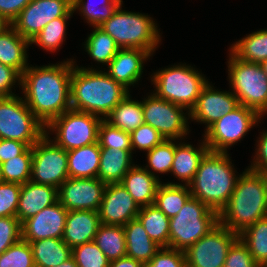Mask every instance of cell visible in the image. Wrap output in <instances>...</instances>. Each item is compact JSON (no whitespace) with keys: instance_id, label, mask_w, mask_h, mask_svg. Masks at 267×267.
Wrapping results in <instances>:
<instances>
[{"instance_id":"cell-57","label":"cell","mask_w":267,"mask_h":267,"mask_svg":"<svg viewBox=\"0 0 267 267\" xmlns=\"http://www.w3.org/2000/svg\"><path fill=\"white\" fill-rule=\"evenodd\" d=\"M3 181L2 180V173H1V163H0V182Z\"/></svg>"},{"instance_id":"cell-37","label":"cell","mask_w":267,"mask_h":267,"mask_svg":"<svg viewBox=\"0 0 267 267\" xmlns=\"http://www.w3.org/2000/svg\"><path fill=\"white\" fill-rule=\"evenodd\" d=\"M95 3L92 0H72V9L77 13L79 11L89 26L100 27L113 15L123 0H100Z\"/></svg>"},{"instance_id":"cell-23","label":"cell","mask_w":267,"mask_h":267,"mask_svg":"<svg viewBox=\"0 0 267 267\" xmlns=\"http://www.w3.org/2000/svg\"><path fill=\"white\" fill-rule=\"evenodd\" d=\"M57 201V188L27 181L21 184L16 217L22 224L28 218L35 216L42 209L53 205Z\"/></svg>"},{"instance_id":"cell-28","label":"cell","mask_w":267,"mask_h":267,"mask_svg":"<svg viewBox=\"0 0 267 267\" xmlns=\"http://www.w3.org/2000/svg\"><path fill=\"white\" fill-rule=\"evenodd\" d=\"M101 147L98 142L67 151L70 178H96L100 164Z\"/></svg>"},{"instance_id":"cell-45","label":"cell","mask_w":267,"mask_h":267,"mask_svg":"<svg viewBox=\"0 0 267 267\" xmlns=\"http://www.w3.org/2000/svg\"><path fill=\"white\" fill-rule=\"evenodd\" d=\"M21 184L0 182V217H14L19 204Z\"/></svg>"},{"instance_id":"cell-48","label":"cell","mask_w":267,"mask_h":267,"mask_svg":"<svg viewBox=\"0 0 267 267\" xmlns=\"http://www.w3.org/2000/svg\"><path fill=\"white\" fill-rule=\"evenodd\" d=\"M223 267H260L238 238L229 248Z\"/></svg>"},{"instance_id":"cell-19","label":"cell","mask_w":267,"mask_h":267,"mask_svg":"<svg viewBox=\"0 0 267 267\" xmlns=\"http://www.w3.org/2000/svg\"><path fill=\"white\" fill-rule=\"evenodd\" d=\"M68 210L57 201L21 224L22 239L32 242L45 238L62 239Z\"/></svg>"},{"instance_id":"cell-51","label":"cell","mask_w":267,"mask_h":267,"mask_svg":"<svg viewBox=\"0 0 267 267\" xmlns=\"http://www.w3.org/2000/svg\"><path fill=\"white\" fill-rule=\"evenodd\" d=\"M28 147L21 141L0 139V163L22 154Z\"/></svg>"},{"instance_id":"cell-21","label":"cell","mask_w":267,"mask_h":267,"mask_svg":"<svg viewBox=\"0 0 267 267\" xmlns=\"http://www.w3.org/2000/svg\"><path fill=\"white\" fill-rule=\"evenodd\" d=\"M199 145H191L183 140H174V158L170 174L181 183L167 182L168 184L189 185L199 168V164L204 155L209 151L204 137ZM177 141V142H176ZM181 180V181H180Z\"/></svg>"},{"instance_id":"cell-50","label":"cell","mask_w":267,"mask_h":267,"mask_svg":"<svg viewBox=\"0 0 267 267\" xmlns=\"http://www.w3.org/2000/svg\"><path fill=\"white\" fill-rule=\"evenodd\" d=\"M260 132V137L256 140L255 154L251 165L247 168L267 174V129Z\"/></svg>"},{"instance_id":"cell-15","label":"cell","mask_w":267,"mask_h":267,"mask_svg":"<svg viewBox=\"0 0 267 267\" xmlns=\"http://www.w3.org/2000/svg\"><path fill=\"white\" fill-rule=\"evenodd\" d=\"M72 0H32L12 21L11 26L31 41L52 20L73 16Z\"/></svg>"},{"instance_id":"cell-55","label":"cell","mask_w":267,"mask_h":267,"mask_svg":"<svg viewBox=\"0 0 267 267\" xmlns=\"http://www.w3.org/2000/svg\"><path fill=\"white\" fill-rule=\"evenodd\" d=\"M57 267H78L75 259L73 257L69 258L67 261L63 262L62 264L58 265Z\"/></svg>"},{"instance_id":"cell-54","label":"cell","mask_w":267,"mask_h":267,"mask_svg":"<svg viewBox=\"0 0 267 267\" xmlns=\"http://www.w3.org/2000/svg\"><path fill=\"white\" fill-rule=\"evenodd\" d=\"M10 26L11 23L9 22V20H7L3 15L0 14V33H2Z\"/></svg>"},{"instance_id":"cell-11","label":"cell","mask_w":267,"mask_h":267,"mask_svg":"<svg viewBox=\"0 0 267 267\" xmlns=\"http://www.w3.org/2000/svg\"><path fill=\"white\" fill-rule=\"evenodd\" d=\"M262 120L255 110L239 104L214 122L202 136L209 151L228 153L231 146L241 141L253 126H259Z\"/></svg>"},{"instance_id":"cell-35","label":"cell","mask_w":267,"mask_h":267,"mask_svg":"<svg viewBox=\"0 0 267 267\" xmlns=\"http://www.w3.org/2000/svg\"><path fill=\"white\" fill-rule=\"evenodd\" d=\"M238 238L260 267H267V216L242 231Z\"/></svg>"},{"instance_id":"cell-53","label":"cell","mask_w":267,"mask_h":267,"mask_svg":"<svg viewBox=\"0 0 267 267\" xmlns=\"http://www.w3.org/2000/svg\"><path fill=\"white\" fill-rule=\"evenodd\" d=\"M109 267H144V264L132 257L124 256L110 262Z\"/></svg>"},{"instance_id":"cell-36","label":"cell","mask_w":267,"mask_h":267,"mask_svg":"<svg viewBox=\"0 0 267 267\" xmlns=\"http://www.w3.org/2000/svg\"><path fill=\"white\" fill-rule=\"evenodd\" d=\"M93 28L92 33L84 41L83 49L94 62L107 66L120 48L116 45L114 39L100 27Z\"/></svg>"},{"instance_id":"cell-20","label":"cell","mask_w":267,"mask_h":267,"mask_svg":"<svg viewBox=\"0 0 267 267\" xmlns=\"http://www.w3.org/2000/svg\"><path fill=\"white\" fill-rule=\"evenodd\" d=\"M152 54L143 49H119L104 71L130 91L142 79L144 63Z\"/></svg>"},{"instance_id":"cell-32","label":"cell","mask_w":267,"mask_h":267,"mask_svg":"<svg viewBox=\"0 0 267 267\" xmlns=\"http://www.w3.org/2000/svg\"><path fill=\"white\" fill-rule=\"evenodd\" d=\"M136 218L156 244L169 247L170 219L155 204L140 207Z\"/></svg>"},{"instance_id":"cell-16","label":"cell","mask_w":267,"mask_h":267,"mask_svg":"<svg viewBox=\"0 0 267 267\" xmlns=\"http://www.w3.org/2000/svg\"><path fill=\"white\" fill-rule=\"evenodd\" d=\"M106 186L98 177H69L58 188V201L68 211H99Z\"/></svg>"},{"instance_id":"cell-38","label":"cell","mask_w":267,"mask_h":267,"mask_svg":"<svg viewBox=\"0 0 267 267\" xmlns=\"http://www.w3.org/2000/svg\"><path fill=\"white\" fill-rule=\"evenodd\" d=\"M71 17L63 16L52 20L30 41V44H35L46 52L52 53L62 48L61 46L66 39V24Z\"/></svg>"},{"instance_id":"cell-3","label":"cell","mask_w":267,"mask_h":267,"mask_svg":"<svg viewBox=\"0 0 267 267\" xmlns=\"http://www.w3.org/2000/svg\"><path fill=\"white\" fill-rule=\"evenodd\" d=\"M267 216V174L246 168L235 189L218 213V223L238 235Z\"/></svg>"},{"instance_id":"cell-44","label":"cell","mask_w":267,"mask_h":267,"mask_svg":"<svg viewBox=\"0 0 267 267\" xmlns=\"http://www.w3.org/2000/svg\"><path fill=\"white\" fill-rule=\"evenodd\" d=\"M132 151L140 150L148 152L161 144L165 138L151 125L142 124L130 133Z\"/></svg>"},{"instance_id":"cell-42","label":"cell","mask_w":267,"mask_h":267,"mask_svg":"<svg viewBox=\"0 0 267 267\" xmlns=\"http://www.w3.org/2000/svg\"><path fill=\"white\" fill-rule=\"evenodd\" d=\"M98 144L101 148L113 147L121 150H132L130 133L112 126L105 119L99 126Z\"/></svg>"},{"instance_id":"cell-8","label":"cell","mask_w":267,"mask_h":267,"mask_svg":"<svg viewBox=\"0 0 267 267\" xmlns=\"http://www.w3.org/2000/svg\"><path fill=\"white\" fill-rule=\"evenodd\" d=\"M228 79L230 90L238 103L255 110L262 118L267 115V75L260 64L228 56Z\"/></svg>"},{"instance_id":"cell-34","label":"cell","mask_w":267,"mask_h":267,"mask_svg":"<svg viewBox=\"0 0 267 267\" xmlns=\"http://www.w3.org/2000/svg\"><path fill=\"white\" fill-rule=\"evenodd\" d=\"M94 242L110 262L126 256V240L123 226L101 223Z\"/></svg>"},{"instance_id":"cell-4","label":"cell","mask_w":267,"mask_h":267,"mask_svg":"<svg viewBox=\"0 0 267 267\" xmlns=\"http://www.w3.org/2000/svg\"><path fill=\"white\" fill-rule=\"evenodd\" d=\"M229 155L225 152L208 151L189 184L191 196L217 213L227 204L239 177Z\"/></svg>"},{"instance_id":"cell-7","label":"cell","mask_w":267,"mask_h":267,"mask_svg":"<svg viewBox=\"0 0 267 267\" xmlns=\"http://www.w3.org/2000/svg\"><path fill=\"white\" fill-rule=\"evenodd\" d=\"M218 224V213L190 197L169 222V248L186 251Z\"/></svg>"},{"instance_id":"cell-40","label":"cell","mask_w":267,"mask_h":267,"mask_svg":"<svg viewBox=\"0 0 267 267\" xmlns=\"http://www.w3.org/2000/svg\"><path fill=\"white\" fill-rule=\"evenodd\" d=\"M146 156L148 163L143 167L151 175L159 179V174L170 173L174 158V140L165 139L161 144L148 151Z\"/></svg>"},{"instance_id":"cell-5","label":"cell","mask_w":267,"mask_h":267,"mask_svg":"<svg viewBox=\"0 0 267 267\" xmlns=\"http://www.w3.org/2000/svg\"><path fill=\"white\" fill-rule=\"evenodd\" d=\"M122 4L100 28L120 49H143L153 55L162 39L158 24L148 14L123 10Z\"/></svg>"},{"instance_id":"cell-47","label":"cell","mask_w":267,"mask_h":267,"mask_svg":"<svg viewBox=\"0 0 267 267\" xmlns=\"http://www.w3.org/2000/svg\"><path fill=\"white\" fill-rule=\"evenodd\" d=\"M144 267H187L185 252L161 247Z\"/></svg>"},{"instance_id":"cell-12","label":"cell","mask_w":267,"mask_h":267,"mask_svg":"<svg viewBox=\"0 0 267 267\" xmlns=\"http://www.w3.org/2000/svg\"><path fill=\"white\" fill-rule=\"evenodd\" d=\"M142 109L145 124L151 125L166 140H184L191 132L188 122L190 113L181 106L157 97L153 92L142 100Z\"/></svg>"},{"instance_id":"cell-52","label":"cell","mask_w":267,"mask_h":267,"mask_svg":"<svg viewBox=\"0 0 267 267\" xmlns=\"http://www.w3.org/2000/svg\"><path fill=\"white\" fill-rule=\"evenodd\" d=\"M32 0H0V14L10 23Z\"/></svg>"},{"instance_id":"cell-56","label":"cell","mask_w":267,"mask_h":267,"mask_svg":"<svg viewBox=\"0 0 267 267\" xmlns=\"http://www.w3.org/2000/svg\"><path fill=\"white\" fill-rule=\"evenodd\" d=\"M260 65L263 71L265 72V74L267 75V60L263 61Z\"/></svg>"},{"instance_id":"cell-17","label":"cell","mask_w":267,"mask_h":267,"mask_svg":"<svg viewBox=\"0 0 267 267\" xmlns=\"http://www.w3.org/2000/svg\"><path fill=\"white\" fill-rule=\"evenodd\" d=\"M239 105L237 97L229 89L220 91L208 81L203 87L196 105L189 112L190 120L204 124V132L224 114L234 110Z\"/></svg>"},{"instance_id":"cell-43","label":"cell","mask_w":267,"mask_h":267,"mask_svg":"<svg viewBox=\"0 0 267 267\" xmlns=\"http://www.w3.org/2000/svg\"><path fill=\"white\" fill-rule=\"evenodd\" d=\"M78 267H109L110 261L94 241L72 248Z\"/></svg>"},{"instance_id":"cell-25","label":"cell","mask_w":267,"mask_h":267,"mask_svg":"<svg viewBox=\"0 0 267 267\" xmlns=\"http://www.w3.org/2000/svg\"><path fill=\"white\" fill-rule=\"evenodd\" d=\"M30 41L23 38L12 26L0 33V63L15 69L20 75L28 68Z\"/></svg>"},{"instance_id":"cell-2","label":"cell","mask_w":267,"mask_h":267,"mask_svg":"<svg viewBox=\"0 0 267 267\" xmlns=\"http://www.w3.org/2000/svg\"><path fill=\"white\" fill-rule=\"evenodd\" d=\"M74 61L70 81L71 109L105 119L131 91L114 81L105 71L80 67Z\"/></svg>"},{"instance_id":"cell-14","label":"cell","mask_w":267,"mask_h":267,"mask_svg":"<svg viewBox=\"0 0 267 267\" xmlns=\"http://www.w3.org/2000/svg\"><path fill=\"white\" fill-rule=\"evenodd\" d=\"M238 234L218 223L185 252L187 267H223Z\"/></svg>"},{"instance_id":"cell-6","label":"cell","mask_w":267,"mask_h":267,"mask_svg":"<svg viewBox=\"0 0 267 267\" xmlns=\"http://www.w3.org/2000/svg\"><path fill=\"white\" fill-rule=\"evenodd\" d=\"M156 71L150 76L151 83L154 84L153 93L188 112L196 105L203 87L209 80L197 68L186 63L174 64Z\"/></svg>"},{"instance_id":"cell-46","label":"cell","mask_w":267,"mask_h":267,"mask_svg":"<svg viewBox=\"0 0 267 267\" xmlns=\"http://www.w3.org/2000/svg\"><path fill=\"white\" fill-rule=\"evenodd\" d=\"M22 238L21 223L16 216L0 217V254Z\"/></svg>"},{"instance_id":"cell-39","label":"cell","mask_w":267,"mask_h":267,"mask_svg":"<svg viewBox=\"0 0 267 267\" xmlns=\"http://www.w3.org/2000/svg\"><path fill=\"white\" fill-rule=\"evenodd\" d=\"M32 169V146L22 154L1 163L2 180L24 184L30 181Z\"/></svg>"},{"instance_id":"cell-9","label":"cell","mask_w":267,"mask_h":267,"mask_svg":"<svg viewBox=\"0 0 267 267\" xmlns=\"http://www.w3.org/2000/svg\"><path fill=\"white\" fill-rule=\"evenodd\" d=\"M102 120L91 113L69 109L45 127V134L56 145L70 151L98 142ZM53 133L55 137H50Z\"/></svg>"},{"instance_id":"cell-27","label":"cell","mask_w":267,"mask_h":267,"mask_svg":"<svg viewBox=\"0 0 267 267\" xmlns=\"http://www.w3.org/2000/svg\"><path fill=\"white\" fill-rule=\"evenodd\" d=\"M126 240V256L132 257L143 264L148 263L161 248L147 234L146 230L136 218L124 226Z\"/></svg>"},{"instance_id":"cell-30","label":"cell","mask_w":267,"mask_h":267,"mask_svg":"<svg viewBox=\"0 0 267 267\" xmlns=\"http://www.w3.org/2000/svg\"><path fill=\"white\" fill-rule=\"evenodd\" d=\"M130 95H127L120 101L105 118L112 126L128 133H131L140 125L145 124L142 101L134 100Z\"/></svg>"},{"instance_id":"cell-1","label":"cell","mask_w":267,"mask_h":267,"mask_svg":"<svg viewBox=\"0 0 267 267\" xmlns=\"http://www.w3.org/2000/svg\"><path fill=\"white\" fill-rule=\"evenodd\" d=\"M66 60L42 66L30 64L21 75V96L45 127L71 109L70 81L75 60Z\"/></svg>"},{"instance_id":"cell-10","label":"cell","mask_w":267,"mask_h":267,"mask_svg":"<svg viewBox=\"0 0 267 267\" xmlns=\"http://www.w3.org/2000/svg\"><path fill=\"white\" fill-rule=\"evenodd\" d=\"M45 134V126L19 95L0 97V139L33 146Z\"/></svg>"},{"instance_id":"cell-33","label":"cell","mask_w":267,"mask_h":267,"mask_svg":"<svg viewBox=\"0 0 267 267\" xmlns=\"http://www.w3.org/2000/svg\"><path fill=\"white\" fill-rule=\"evenodd\" d=\"M190 197L189 185L161 182L156 191L154 204L170 219L178 214Z\"/></svg>"},{"instance_id":"cell-13","label":"cell","mask_w":267,"mask_h":267,"mask_svg":"<svg viewBox=\"0 0 267 267\" xmlns=\"http://www.w3.org/2000/svg\"><path fill=\"white\" fill-rule=\"evenodd\" d=\"M68 178L67 151L44 134L32 146L30 181L58 189Z\"/></svg>"},{"instance_id":"cell-29","label":"cell","mask_w":267,"mask_h":267,"mask_svg":"<svg viewBox=\"0 0 267 267\" xmlns=\"http://www.w3.org/2000/svg\"><path fill=\"white\" fill-rule=\"evenodd\" d=\"M30 245L35 267H57L72 257V248L62 239L45 238Z\"/></svg>"},{"instance_id":"cell-49","label":"cell","mask_w":267,"mask_h":267,"mask_svg":"<svg viewBox=\"0 0 267 267\" xmlns=\"http://www.w3.org/2000/svg\"><path fill=\"white\" fill-rule=\"evenodd\" d=\"M14 85L21 89V75L15 69L0 63V97L17 95L12 92Z\"/></svg>"},{"instance_id":"cell-31","label":"cell","mask_w":267,"mask_h":267,"mask_svg":"<svg viewBox=\"0 0 267 267\" xmlns=\"http://www.w3.org/2000/svg\"><path fill=\"white\" fill-rule=\"evenodd\" d=\"M228 51L240 60L261 64L267 60V29L246 34L233 43Z\"/></svg>"},{"instance_id":"cell-41","label":"cell","mask_w":267,"mask_h":267,"mask_svg":"<svg viewBox=\"0 0 267 267\" xmlns=\"http://www.w3.org/2000/svg\"><path fill=\"white\" fill-rule=\"evenodd\" d=\"M0 267H35L29 242L22 238L0 254Z\"/></svg>"},{"instance_id":"cell-18","label":"cell","mask_w":267,"mask_h":267,"mask_svg":"<svg viewBox=\"0 0 267 267\" xmlns=\"http://www.w3.org/2000/svg\"><path fill=\"white\" fill-rule=\"evenodd\" d=\"M140 207L121 183L107 184L99 209L100 222L124 226L136 219Z\"/></svg>"},{"instance_id":"cell-24","label":"cell","mask_w":267,"mask_h":267,"mask_svg":"<svg viewBox=\"0 0 267 267\" xmlns=\"http://www.w3.org/2000/svg\"><path fill=\"white\" fill-rule=\"evenodd\" d=\"M161 179L151 175L144 167L135 164L120 182L139 207L154 204Z\"/></svg>"},{"instance_id":"cell-26","label":"cell","mask_w":267,"mask_h":267,"mask_svg":"<svg viewBox=\"0 0 267 267\" xmlns=\"http://www.w3.org/2000/svg\"><path fill=\"white\" fill-rule=\"evenodd\" d=\"M132 156V150L101 148L97 177L106 184L120 183L124 175L135 165Z\"/></svg>"},{"instance_id":"cell-22","label":"cell","mask_w":267,"mask_h":267,"mask_svg":"<svg viewBox=\"0 0 267 267\" xmlns=\"http://www.w3.org/2000/svg\"><path fill=\"white\" fill-rule=\"evenodd\" d=\"M100 224L98 211H68L62 240L71 248L94 241Z\"/></svg>"}]
</instances>
